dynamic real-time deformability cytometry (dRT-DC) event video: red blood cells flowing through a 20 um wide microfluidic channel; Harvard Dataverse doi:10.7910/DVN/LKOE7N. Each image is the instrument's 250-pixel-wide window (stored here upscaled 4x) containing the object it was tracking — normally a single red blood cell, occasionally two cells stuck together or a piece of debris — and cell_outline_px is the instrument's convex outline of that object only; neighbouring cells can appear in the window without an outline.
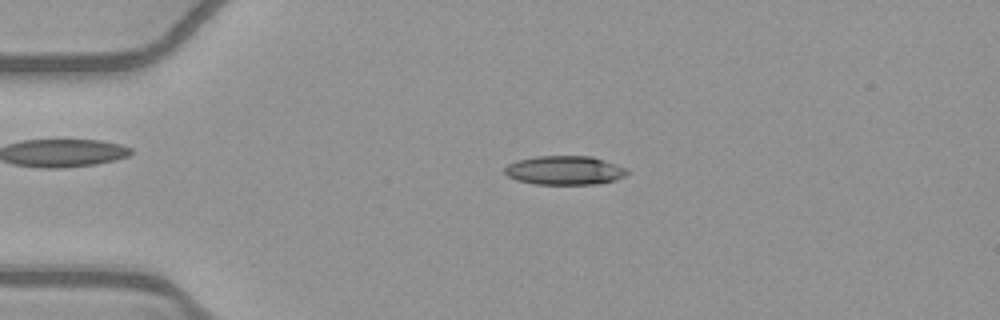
{"species": "common noctule bat (a hibernating species)", "species_latin": "Nyctalus noctula", "temperature_condition": "warm", "stored_images_in_passage": 51, "camera_frame_rate_fps": 3000, "um_per_image_px": 0.085, "animal": {"sex": "female", "body_mass_g": 21.9}, "frame": {"image": 1, "passage_image": 11, "time_ms": 3.333, "image_size_px": [1000, 320], "cell_outline_px": [[628, 172], [624, 176], [616, 180], [596, 184], [532, 184], [516, 180], [508, 176], [504, 172], [504, 168], [508, 164], [516, 160], [536, 156], [592, 156], [628, 168]], "centroid_in_image_um": [47.98, 14.48], "position_along_channel_um": 37.0, "area_um2": 20.81}}
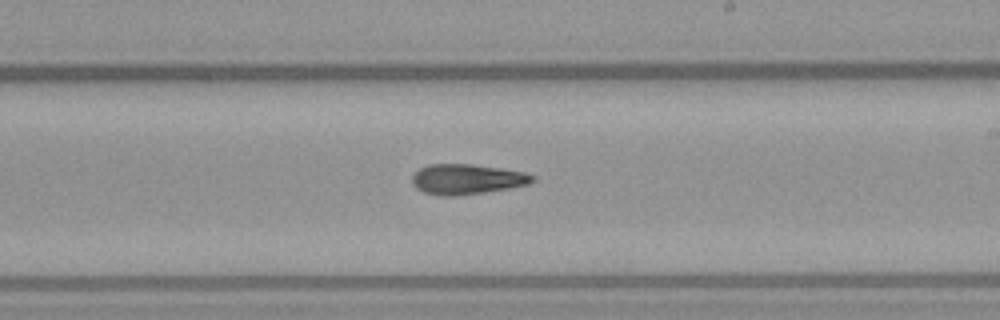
{"frame": {"image": 2, "passage_image": 30, "time_ms": 9.667, "image_size_px": [1000, 320], "cell_outline_px": [[536, 180], [528, 184], [508, 188], [484, 192], [456, 196], [440, 196], [424, 192], [416, 188], [412, 184], [412, 176], [420, 168], [428, 164], [472, 164], [500, 168], [524, 172], [536, 176]], "centroid_in_image_um": [39.68, 15.23], "position_along_channel_um": 249.3, "area_um2": 21.21}}
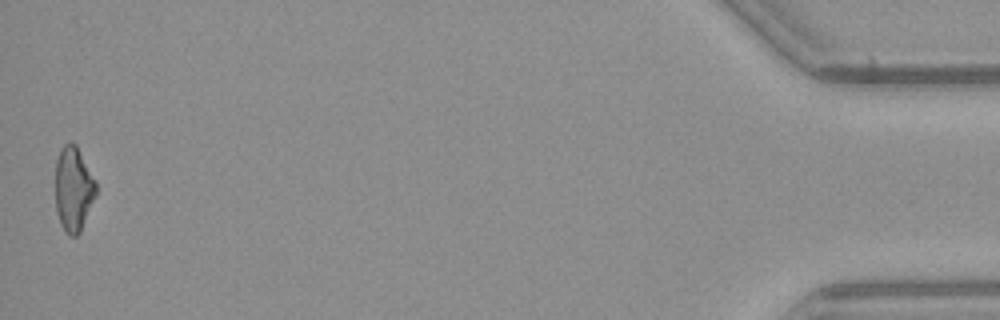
{"frame": {"image": 3, "passage_image": 51, "time_ms": 16.667, "image_size_px": [1000, 320], "cell_outline_px": [[96, 196], [80, 232], [76, 236], [68, 236], [60, 224], [56, 212], [56, 160], [60, 148], [64, 144], [76, 144], [96, 180]], "centroid_in_image_um": [6.25, 16.08], "position_along_channel_um": 429.0, "area_um2": 20.17}, "authors_computed_cell_mechanics": {"area_um2": 20.808, "velocity_mm_per_s": 3.948, "shape_relaxation_time_tau1_ms": 9.3798, "shape_relaxation_time_tau2_ms": 8.4598, "deformation_change_tau1": 0.245, "deformation_change_tau2": 0.2404}}